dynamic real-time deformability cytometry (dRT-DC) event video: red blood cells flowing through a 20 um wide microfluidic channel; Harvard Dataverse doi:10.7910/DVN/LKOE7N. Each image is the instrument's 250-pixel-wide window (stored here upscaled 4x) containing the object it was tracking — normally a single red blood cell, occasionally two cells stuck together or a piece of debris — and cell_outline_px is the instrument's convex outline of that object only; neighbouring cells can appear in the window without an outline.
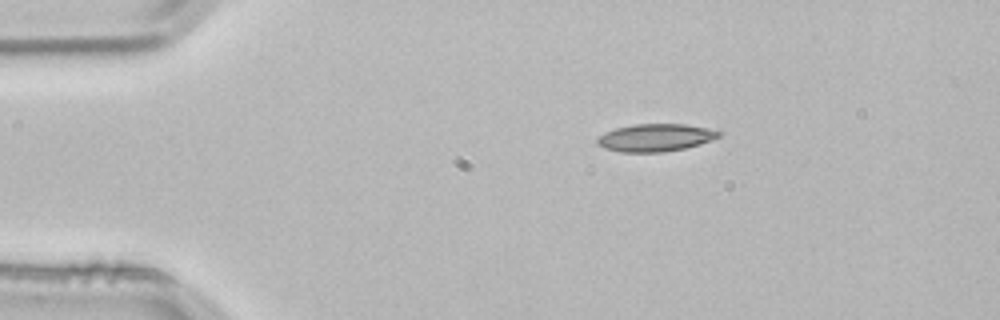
{"species": "common noctule bat (a hibernating species)", "species_latin": "Nyctalus noctula", "temperature_condition": "room temperature", "stored_images_in_passage": 2, "camera_frame_rate_fps": 3000, "um_per_image_px": 0.085, "animal": {"sex": "male", "body_mass_g": 21.5, "forearm_length_mm": 52.0}, "frame": {"image": 1, "passage_image": 1, "time_ms": 0.0, "image_size_px": [1000, 320], "cell_outline_px": [[720, 136], [712, 140], [700, 144], [684, 148], [664, 152], [620, 152], [604, 148], [596, 144], [596, 140], [604, 132], [616, 128], [632, 124], [684, 124], [708, 128], [720, 132]], "centroid_in_image_um": [55.68, 11.7], "position_along_channel_um": 29.3, "area_um2": 19.54}}